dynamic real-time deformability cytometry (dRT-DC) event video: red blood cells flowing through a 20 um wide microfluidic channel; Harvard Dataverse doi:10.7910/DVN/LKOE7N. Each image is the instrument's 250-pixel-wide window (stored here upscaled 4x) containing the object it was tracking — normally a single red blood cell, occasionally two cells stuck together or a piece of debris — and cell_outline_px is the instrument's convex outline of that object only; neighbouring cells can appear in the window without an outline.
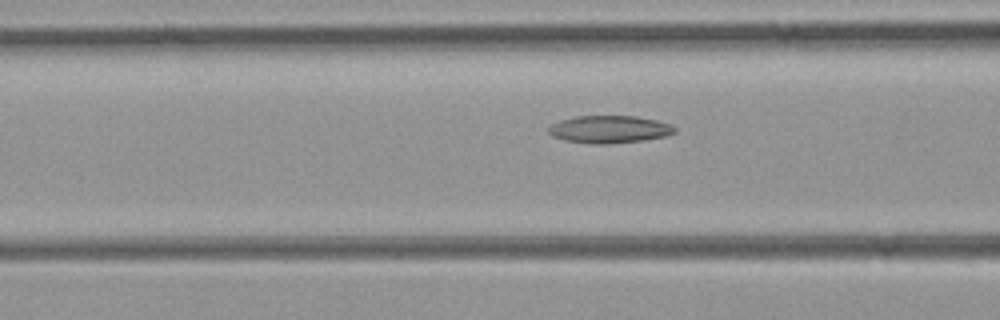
{"species": "common noctule bat (a hibernating species)", "species_latin": "Nyctalus noctula", "temperature_condition": "room temperature", "stored_images_in_passage": 14, "camera_frame_rate_fps": 3000, "um_per_image_px": 0.085, "animal": {"sex": "female", "body_mass_g": 21.9}, "frame": {"image": 1, "passage_image": 7, "time_ms": 2.0, "image_size_px": [1000, 320], "cell_outline_px": [[676, 132], [664, 136], [644, 140], [608, 144], [592, 144], [564, 140], [552, 136], [548, 132], [548, 128], [552, 124], [560, 120], [576, 116], [636, 116], [656, 120], [672, 124], [676, 128]], "centroid_in_image_um": [51.8, 10.99], "position_along_channel_um": 114.8, "area_um2": 20.29}}
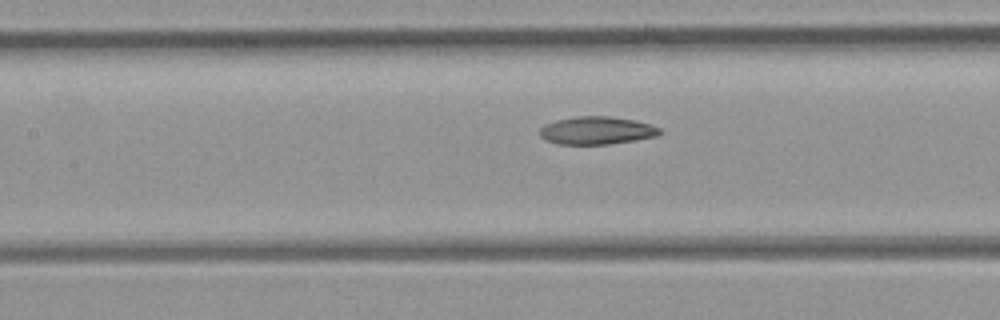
{"frame": {"image": 2, "passage_image": 10, "time_ms": 3.0, "image_size_px": [1000, 320], "cell_outline_px": [[660, 132], [656, 136], [608, 144], [556, 144], [544, 140], [540, 136], [540, 128], [544, 124], [556, 120], [576, 116], [608, 116], [636, 120], [652, 124], [660, 128]], "centroid_in_image_um": [50.68, 11.08], "position_along_channel_um": 156.7, "area_um2": 19.48}}